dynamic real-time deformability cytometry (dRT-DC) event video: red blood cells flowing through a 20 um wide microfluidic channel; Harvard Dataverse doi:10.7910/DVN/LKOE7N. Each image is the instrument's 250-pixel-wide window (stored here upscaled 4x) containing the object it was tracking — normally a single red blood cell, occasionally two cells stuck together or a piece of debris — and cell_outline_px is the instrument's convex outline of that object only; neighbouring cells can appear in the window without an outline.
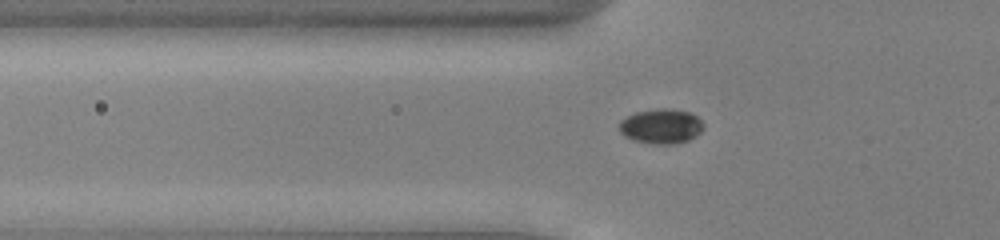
{"species": "common noctule bat (a hibernating species)", "species_latin": "Nyctalus noctula", "temperature_condition": "cold", "stored_images_in_passage": 34, "camera_frame_rate_fps": 3000, "um_per_image_px": 0.085, "animal": {"sex": "male", "body_mass_g": 13.0, "forearm_length_mm": 53.1}, "frame": {"image": 1, "passage_image": 3, "time_ms": 0.667, "image_size_px": [1000, 240], "cell_outline_px": [[704, 128], [696, 136], [688, 140], [676, 144], [656, 144], [632, 140], [624, 136], [620, 132], [620, 120], [636, 112], [660, 108], [664, 108], [688, 112], [696, 116], [704, 124]], "centroid_in_image_um": [56.2, 10.74], "position_along_channel_um": 69.6, "area_um2": 16.99}}
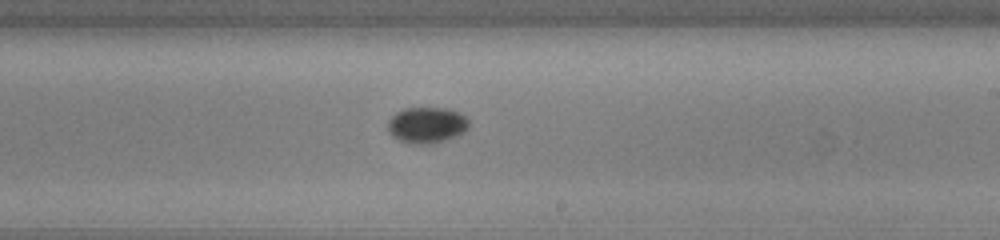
{"frame": {"image": 2, "passage_image": 17, "time_ms": 5.333, "image_size_px": [1000, 240], "cell_outline_px": [[468, 128], [460, 136], [432, 144], [412, 144], [400, 140], [392, 136], [388, 132], [388, 120], [396, 112], [404, 108], [448, 108], [464, 116], [468, 120]], "centroid_in_image_um": [36.27, 10.64], "position_along_channel_um": 252.7, "area_um2": 17.17}}
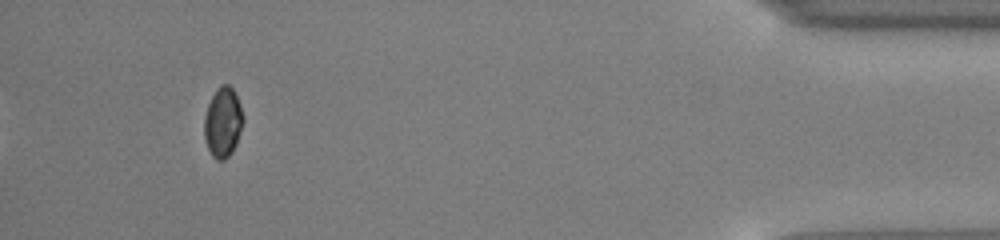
{"frame": {"image": 3, "passage_image": 34, "time_ms": 11.0, "image_size_px": [1000, 240], "cell_outline_px": [[244, 120], [236, 144], [232, 152], [224, 160], [216, 160], [212, 156], [208, 148], [204, 136], [204, 116], [208, 104], [216, 88], [220, 84], [228, 84], [232, 88], [240, 104], [244, 116]], "centroid_in_image_um": [18.94, 10.39], "position_along_channel_um": 416.3, "area_um2": 15.95}}